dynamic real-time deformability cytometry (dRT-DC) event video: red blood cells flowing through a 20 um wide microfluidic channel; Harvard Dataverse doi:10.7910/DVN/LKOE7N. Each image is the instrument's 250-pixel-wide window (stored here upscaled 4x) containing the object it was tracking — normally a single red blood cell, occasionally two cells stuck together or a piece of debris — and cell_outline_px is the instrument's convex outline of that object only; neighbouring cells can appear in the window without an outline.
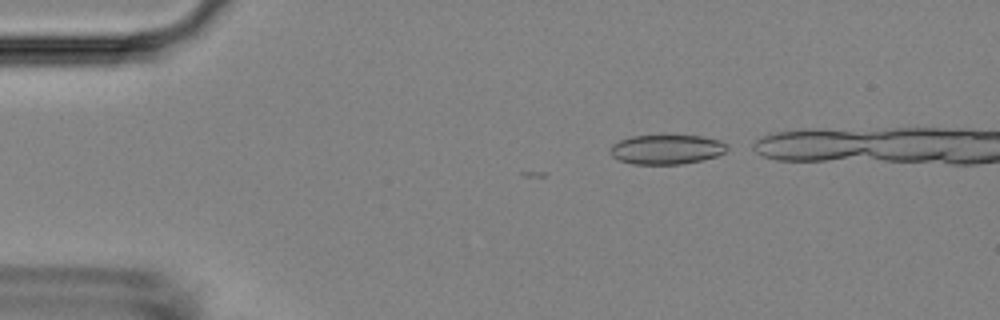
{"species": "Egyptian fruit bat (a non-hibernating species)", "species_latin": "Rousettus aegyptiacus", "temperature_condition": "room temperature", "stored_images_in_passage": 3, "camera_frame_rate_fps": 3000, "um_per_image_px": 0.085, "animal": {"sex": "female"}, "frame": {"image": 1, "passage_image": 1, "time_ms": 0.0, "image_size_px": [1000, 320], "cell_outline_px": [[728, 148], [724, 152], [716, 156], [700, 160], [680, 164], [632, 164], [620, 160], [612, 156], [608, 152], [612, 144], [620, 140], [632, 136], [700, 136], [720, 140]], "centroid_in_image_um": [56.61, 12.7], "position_along_channel_um": 28.4, "area_um2": 19.88}}